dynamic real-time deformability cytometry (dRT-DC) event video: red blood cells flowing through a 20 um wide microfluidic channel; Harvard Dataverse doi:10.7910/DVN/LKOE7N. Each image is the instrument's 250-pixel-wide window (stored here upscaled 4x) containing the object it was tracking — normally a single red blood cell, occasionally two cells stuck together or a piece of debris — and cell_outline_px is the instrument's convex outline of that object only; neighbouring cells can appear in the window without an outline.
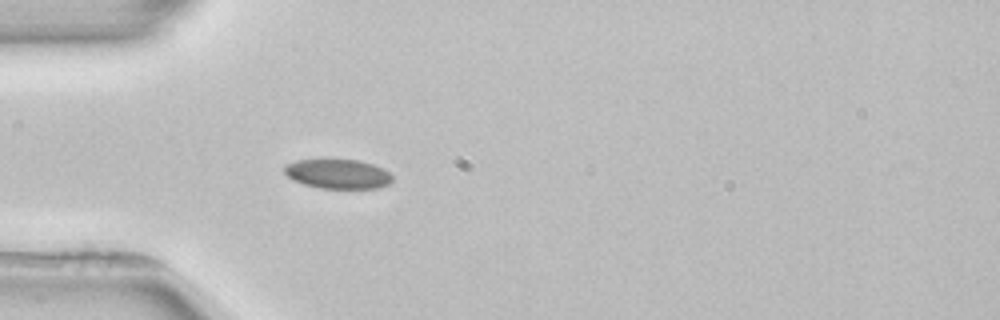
{"species": "common noctule bat (a hibernating species)", "species_latin": "Nyctalus noctula", "temperature_condition": "room temperature", "stored_images_in_passage": 3, "camera_frame_rate_fps": 3000, "um_per_image_px": 0.085, "animal": {"sex": "female", "body_mass_g": 22.7, "forearm_length_mm": 54.2}, "frame": {"image": 1, "passage_image": 3, "time_ms": 2.667, "image_size_px": [1000, 320], "cell_outline_px": [[392, 180], [388, 184], [376, 188], [320, 188], [304, 184], [292, 180], [284, 172], [284, 164], [296, 160], [320, 156], [324, 156], [360, 160], [384, 168], [392, 176]], "centroid_in_image_um": [28.65, 14.71], "position_along_channel_um": 56.4, "area_um2": 19.48}}